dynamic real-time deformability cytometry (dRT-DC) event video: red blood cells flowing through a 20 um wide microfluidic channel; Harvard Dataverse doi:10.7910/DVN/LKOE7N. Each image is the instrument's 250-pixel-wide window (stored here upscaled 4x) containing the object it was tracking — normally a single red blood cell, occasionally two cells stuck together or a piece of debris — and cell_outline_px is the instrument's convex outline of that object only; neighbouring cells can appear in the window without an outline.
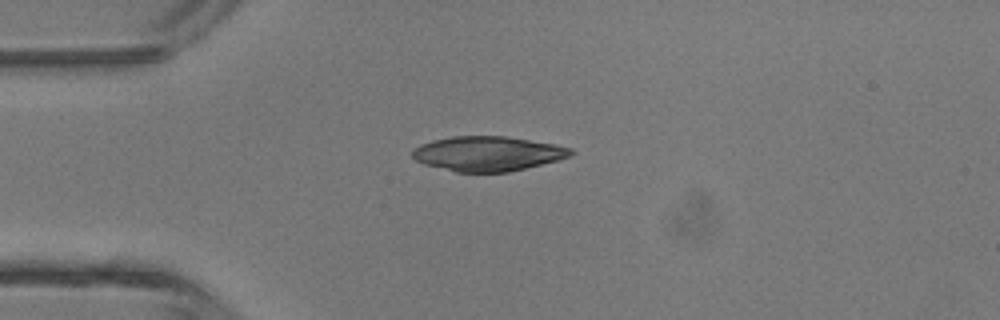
{"species": "common noctule bat (a hibernating species)", "species_latin": "Nyctalus noctula", "temperature_condition": "room temperature", "stored_images_in_passage": 2, "camera_frame_rate_fps": 3000, "um_per_image_px": 0.085, "animal": {"sex": "male", "body_mass_g": 13.3}, "frame": {"image": 1, "passage_image": 1, "time_ms": 0.0, "image_size_px": [1000, 320], "cell_outline_px": [[576, 152], [572, 156], [508, 172], [456, 172], [424, 164], [416, 160], [412, 156], [412, 148], [420, 144], [432, 140], [452, 136], [504, 136], [556, 144], [572, 148]], "centroid_in_image_um": [41.45, 13.05], "position_along_channel_um": 43.6, "area_um2": 32.08}}